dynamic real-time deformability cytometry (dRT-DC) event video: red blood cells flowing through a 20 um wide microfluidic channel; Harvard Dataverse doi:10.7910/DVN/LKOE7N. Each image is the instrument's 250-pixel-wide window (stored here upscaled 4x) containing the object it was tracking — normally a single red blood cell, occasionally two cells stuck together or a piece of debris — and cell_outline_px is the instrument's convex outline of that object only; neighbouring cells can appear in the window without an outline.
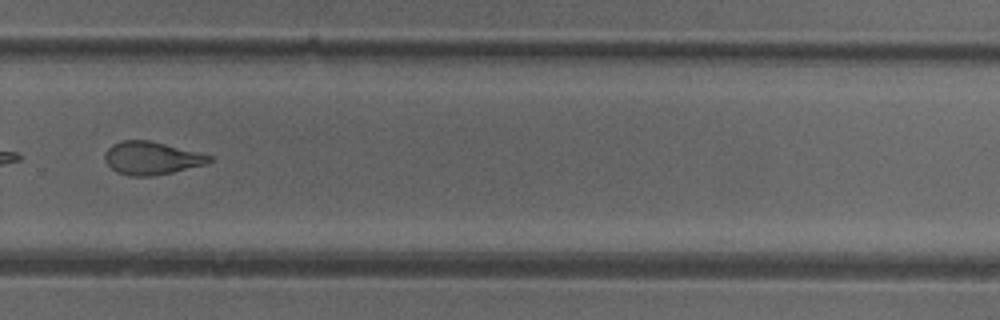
{"species": "common noctule bat (a hibernating species)", "species_latin": "Nyctalus noctula", "temperature_condition": "cold", "stored_images_in_passage": 37, "camera_frame_rate_fps": 3000, "um_per_image_px": 0.085, "animal": {"sex": "female"}, "frame": {"image": 1, "passage_image": 22, "time_ms": 7.0, "image_size_px": [1000, 320], "cell_outline_px": [[212, 160], [204, 164], [172, 172], [152, 176], [132, 176], [116, 172], [104, 160], [104, 152], [112, 144], [124, 140], [148, 140], [212, 156]], "centroid_in_image_um": [12.82, 13.44], "position_along_channel_um": 317.0, "area_um2": 19.71}, "authors_computed_cell_mechanics": {"area_um2": 20.6924, "velocity_mm_per_s": 3.9028, "shape_relaxation_time_tau1_ms": null, "shape_relaxation_time_tau2_ms": 1.6789, "deformation_change_tau1": null, "deformation_change_tau2": 0.0815}}